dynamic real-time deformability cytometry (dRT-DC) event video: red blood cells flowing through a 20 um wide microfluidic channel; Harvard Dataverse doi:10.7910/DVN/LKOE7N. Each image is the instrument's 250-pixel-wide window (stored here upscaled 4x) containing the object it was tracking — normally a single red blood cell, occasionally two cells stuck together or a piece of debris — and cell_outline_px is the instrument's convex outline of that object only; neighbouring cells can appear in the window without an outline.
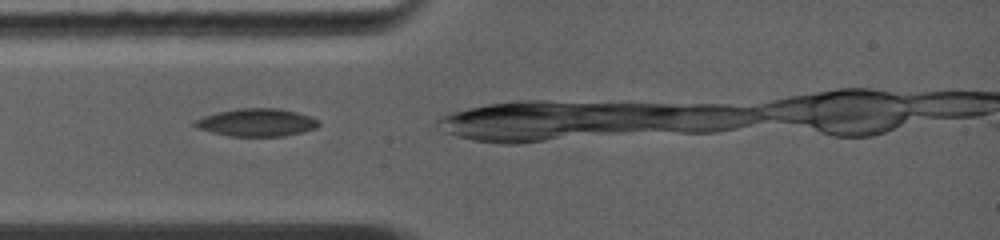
{"species": "common noctule bat (a hibernating species)", "species_latin": "Nyctalus noctula", "temperature_condition": "warm", "stored_images_in_passage": 3, "camera_frame_rate_fps": 5000, "um_per_image_px": 0.085, "animal": {"sex": "female", "body_mass_g": 19.0, "forearm_length_mm": 56.7}, "frame": {"image": 1, "passage_image": 1, "time_ms": 0.0, "image_size_px": [1000, 240], "cell_outline_px": [[320, 124], [316, 128], [304, 132], [284, 136], [228, 136], [196, 128], [192, 124], [196, 120], [204, 116], [216, 112], [236, 108], [280, 108], [296, 112], [320, 120]], "centroid_in_image_um": [21.82, 10.41], "position_along_channel_um": 63.2, "area_um2": 20.17}}